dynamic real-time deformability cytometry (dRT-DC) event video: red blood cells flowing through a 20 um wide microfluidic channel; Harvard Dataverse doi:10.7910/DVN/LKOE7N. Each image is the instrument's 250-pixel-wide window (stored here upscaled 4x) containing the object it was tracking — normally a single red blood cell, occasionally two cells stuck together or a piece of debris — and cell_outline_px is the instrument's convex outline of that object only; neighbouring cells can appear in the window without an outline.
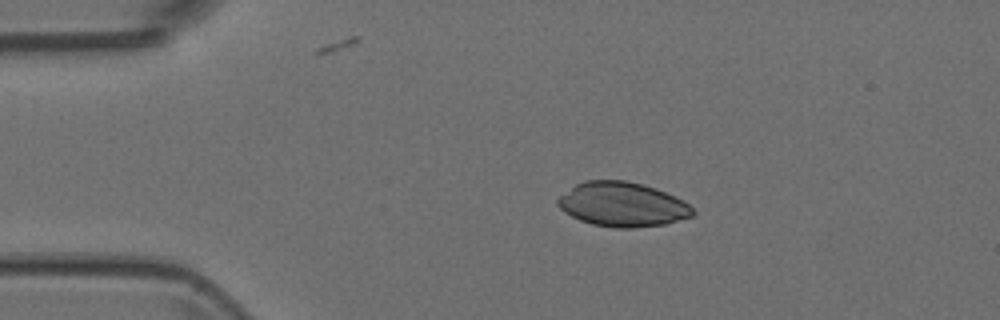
{"species": "Egyptian fruit bat (a non-hibernating species)", "species_latin": "Rousettus aegyptiacus", "temperature_condition": "room temperature", "stored_images_in_passage": 4, "camera_frame_rate_fps": 3000, "um_per_image_px": 0.085, "animal": {"sex": "female"}, "frame": {"image": 1, "passage_image": 1, "time_ms": 0.0, "image_size_px": [1000, 320], "cell_outline_px": [[696, 212], [692, 216], [664, 224], [636, 228], [612, 228], [592, 224], [580, 220], [564, 212], [556, 204], [556, 200], [560, 196], [576, 184], [584, 180], [624, 180], [644, 184], [656, 188], [688, 204]], "centroid_in_image_um": [52.87, 17.38], "position_along_channel_um": 32.1, "area_um2": 34.85}}